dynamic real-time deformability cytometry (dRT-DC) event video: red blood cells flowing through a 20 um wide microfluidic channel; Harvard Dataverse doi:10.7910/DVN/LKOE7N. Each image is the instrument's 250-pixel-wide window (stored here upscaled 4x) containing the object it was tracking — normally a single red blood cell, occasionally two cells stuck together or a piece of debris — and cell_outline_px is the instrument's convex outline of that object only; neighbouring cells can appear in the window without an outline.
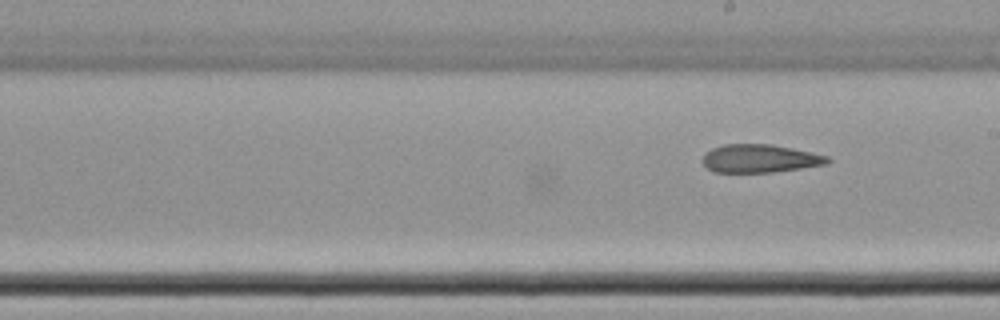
{"species": "common noctule bat (a hibernating species)", "species_latin": "Nyctalus noctula", "temperature_condition": "cold", "stored_images_in_passage": 19, "camera_frame_rate_fps": 3000, "um_per_image_px": 0.085, "animal": {"sex": "female", "body_mass_g": 22.7, "forearm_length_mm": 54.2}, "frame": {"image": 1, "passage_image": 19, "time_ms": 6.0, "image_size_px": [1000, 320], "cell_outline_px": [[832, 160], [828, 164], [772, 172], [712, 172], [704, 164], [704, 152], [712, 148], [724, 144], [772, 144], [792, 148], [828, 156]], "centroid_in_image_um": [64.6, 13.47], "position_along_channel_um": 224.4, "area_um2": 20.46}}